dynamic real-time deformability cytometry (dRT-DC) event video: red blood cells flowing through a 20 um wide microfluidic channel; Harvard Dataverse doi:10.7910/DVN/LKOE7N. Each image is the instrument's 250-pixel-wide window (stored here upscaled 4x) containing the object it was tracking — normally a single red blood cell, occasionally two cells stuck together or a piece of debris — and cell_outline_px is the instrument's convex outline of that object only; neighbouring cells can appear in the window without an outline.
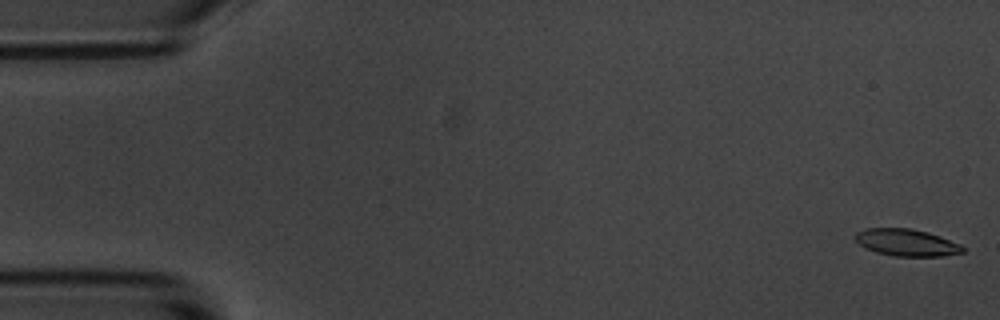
{"species": "common noctule bat (a hibernating species)", "species_latin": "Nyctalus noctula", "temperature_condition": "room temperature", "stored_images_in_passage": 55, "camera_frame_rate_fps": 3000, "um_per_image_px": 0.085, "animal": {"sex": "male", "body_mass_g": 20.1, "forearm_length_mm": 53.5}, "frame": {"image": 1, "passage_image": 1, "time_ms": 0.0, "image_size_px": [1000, 320], "cell_outline_px": [[964, 252], [940, 256], [892, 256], [876, 252], [860, 244], [856, 240], [856, 232], [864, 228], [908, 228], [928, 232], [940, 236], [960, 244], [964, 248]], "centroid_in_image_um": [77.06, 20.61], "position_along_channel_um": 7.9, "area_um2": 16.76}}
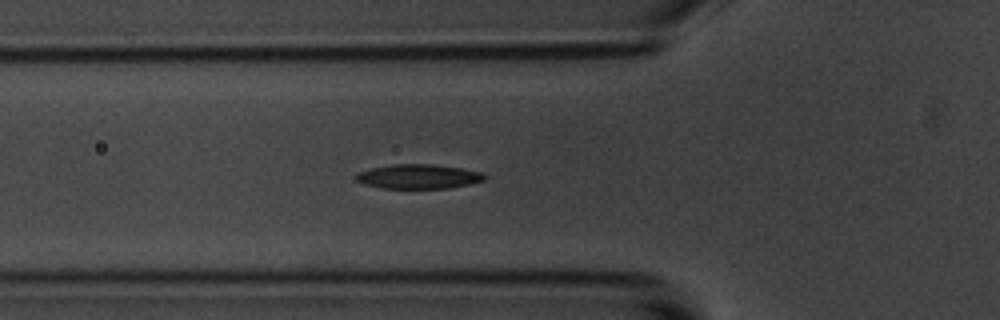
{"frame": {"image": 2, "passage_image": 19, "time_ms": 6.0, "image_size_px": [1000, 320], "cell_outline_px": [[488, 176], [484, 180], [468, 184], [448, 188], [380, 188], [364, 184], [356, 180], [352, 176], [360, 172], [372, 168], [392, 164], [432, 164], [460, 168], [480, 172]], "centroid_in_image_um": [35.54, 15.0], "position_along_channel_um": 90.3, "area_um2": 18.21}}
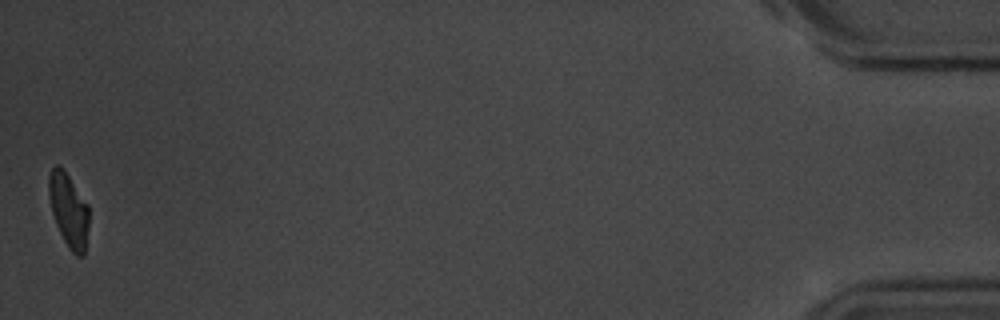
{"frame": {"image": 3, "passage_image": 55, "time_ms": 18.0, "image_size_px": [1000, 320], "cell_outline_px": [[88, 228], [84, 256], [76, 256], [68, 248], [56, 224], [52, 212], [48, 196], [48, 176], [52, 168], [56, 164], [60, 164], [88, 204]], "centroid_in_image_um": [5.82, 17.85], "position_along_channel_um": 429.4, "area_um2": 17.28}, "authors_computed_cell_mechanics": {"area_um2": 18.3226, "velocity_mm_per_s": 3.6222, "shape_relaxation_time_tau1_ms": 2.6341, "shape_relaxation_time_tau2_ms": 4.9698, "deformation_change_tau1": 0.1305, "deformation_change_tau2": 0.1077}}